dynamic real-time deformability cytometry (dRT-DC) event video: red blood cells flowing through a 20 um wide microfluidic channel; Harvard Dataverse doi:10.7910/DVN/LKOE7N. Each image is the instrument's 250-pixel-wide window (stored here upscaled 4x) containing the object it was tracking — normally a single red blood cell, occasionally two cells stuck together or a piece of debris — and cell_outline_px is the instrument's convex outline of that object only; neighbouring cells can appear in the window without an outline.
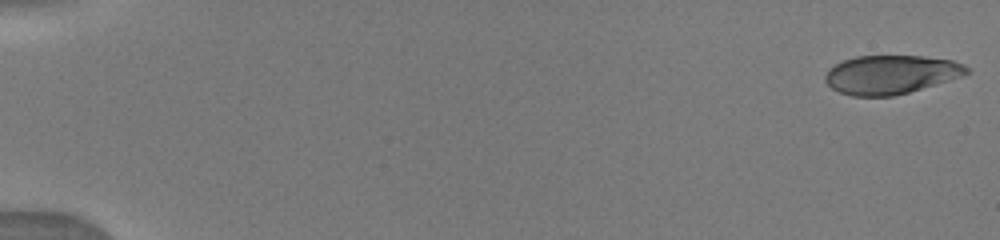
{"species": "human", "species_latin": "Homo sapiens", "temperature_condition": "warm", "stored_images_in_passage": 33, "camera_frame_rate_fps": 3000, "um_per_image_px": 0.085, "donor": {"sex": "male"}, "frame": {"image": 1, "passage_image": 1, "time_ms": 0.0, "image_size_px": [1000, 240], "cell_outline_px": [[968, 72], [960, 76], [908, 92], [892, 96], [852, 96], [840, 92], [832, 88], [824, 80], [824, 76], [828, 68], [844, 60], [856, 56], [924, 56], [952, 60], [964, 64], [968, 68]], "centroid_in_image_um": [75.67, 6.33], "position_along_channel_um": 9.3, "area_um2": 31.62}}